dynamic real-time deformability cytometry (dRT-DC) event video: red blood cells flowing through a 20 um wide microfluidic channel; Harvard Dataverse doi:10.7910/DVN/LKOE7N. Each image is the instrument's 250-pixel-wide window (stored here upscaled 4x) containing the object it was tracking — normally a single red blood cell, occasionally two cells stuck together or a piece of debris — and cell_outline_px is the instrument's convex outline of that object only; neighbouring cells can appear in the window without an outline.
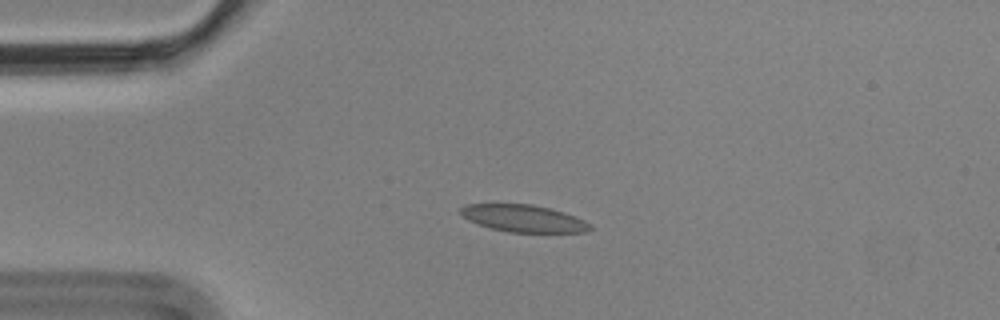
{"species": "Egyptian fruit bat (a non-hibernating species)", "species_latin": "Rousettus aegyptiacus", "temperature_condition": "cold", "stored_images_in_passage": 12, "camera_frame_rate_fps": 3000, "um_per_image_px": 0.085, "animal": {"sex": "male"}, "frame": {"image": 1, "passage_image": 1, "time_ms": 0.0, "image_size_px": [1000, 320], "cell_outline_px": [[592, 228], [588, 232], [508, 232], [488, 228], [468, 220], [460, 212], [460, 208], [464, 204], [532, 204], [552, 208], [576, 216], [592, 224]], "centroid_in_image_um": [44.52, 18.56], "position_along_channel_um": 40.5, "area_um2": 20.69}}
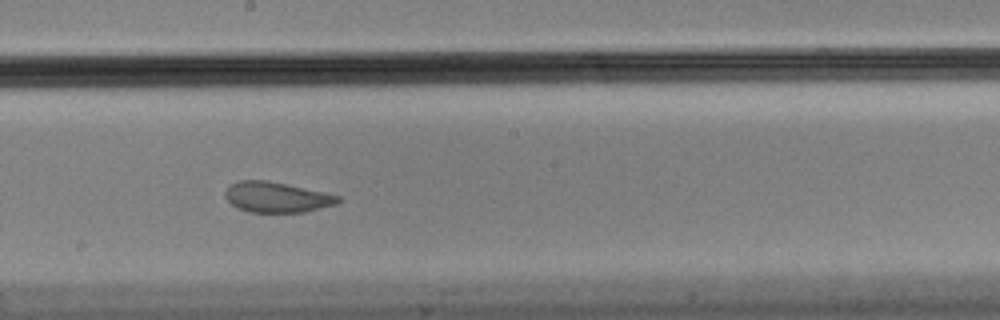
{"frame": {"image": 2, "passage_image": 6, "time_ms": 1.667, "image_size_px": [1000, 320], "cell_outline_px": [[340, 200], [336, 204], [304, 212], [248, 212], [236, 208], [224, 196], [224, 192], [232, 184], [240, 180], [264, 180], [284, 184], [340, 196]], "centroid_in_image_um": [23.47, 16.77], "position_along_channel_um": 224.7, "area_um2": 19.65}}
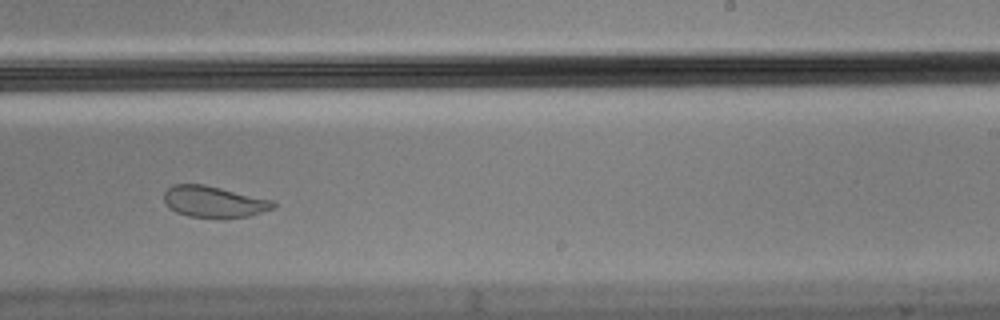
{"frame": {"image": 3, "passage_image": 7, "time_ms": 2.0, "image_size_px": [1000, 320], "cell_outline_px": [[276, 208], [248, 216], [220, 220], [216, 220], [188, 216], [176, 212], [164, 200], [164, 192], [172, 184], [204, 184], [272, 200], [276, 204]], "centroid_in_image_um": [18.2, 17.18], "position_along_channel_um": 270.8, "area_um2": 20.29}}